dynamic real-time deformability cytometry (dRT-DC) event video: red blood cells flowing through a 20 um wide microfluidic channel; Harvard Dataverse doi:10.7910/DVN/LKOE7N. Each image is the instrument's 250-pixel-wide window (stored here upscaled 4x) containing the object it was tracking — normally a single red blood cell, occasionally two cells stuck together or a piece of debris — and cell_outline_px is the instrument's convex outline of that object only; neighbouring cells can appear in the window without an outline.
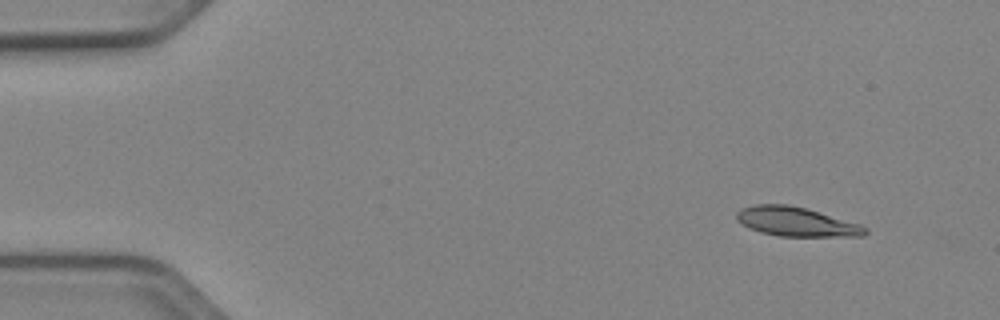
{"species": "Egyptian fruit bat (a non-hibernating species)", "species_latin": "Rousettus aegyptiacus", "temperature_condition": "cold", "stored_images_in_passage": 49, "camera_frame_rate_fps": 3000, "um_per_image_px": 0.085, "animal": {"sex": "female"}, "frame": {"image": 1, "passage_image": 2, "time_ms": 0.333, "image_size_px": [1000, 320], "cell_outline_px": [[868, 232], [864, 236], [780, 236], [760, 232], [748, 228], [736, 220], [736, 212], [740, 208], [756, 204], [788, 204], [804, 208], [860, 224], [868, 228]], "centroid_in_image_um": [67.65, 18.85], "position_along_channel_um": 17.4, "area_um2": 21.85}}
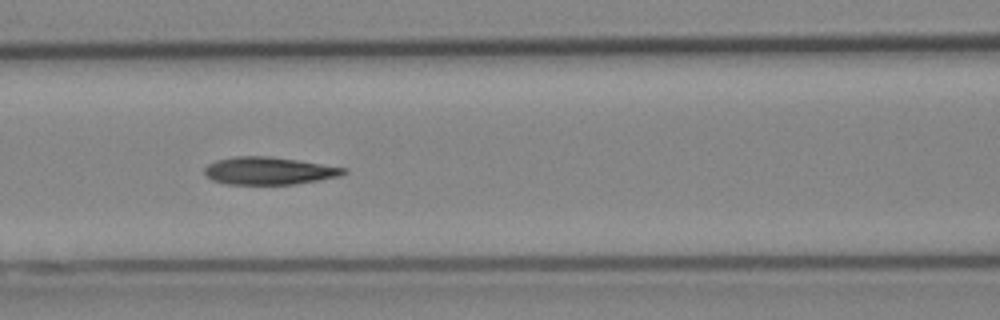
{"frame": {"image": 2, "passage_image": 20, "time_ms": 6.333, "image_size_px": [1000, 320], "cell_outline_px": [[348, 172], [340, 176], [296, 184], [228, 184], [212, 180], [204, 172], [204, 168], [208, 164], [216, 160], [236, 156], [268, 156], [296, 160], [348, 168]], "centroid_in_image_um": [22.87, 14.52], "position_along_channel_um": 143.7, "area_um2": 22.25}}
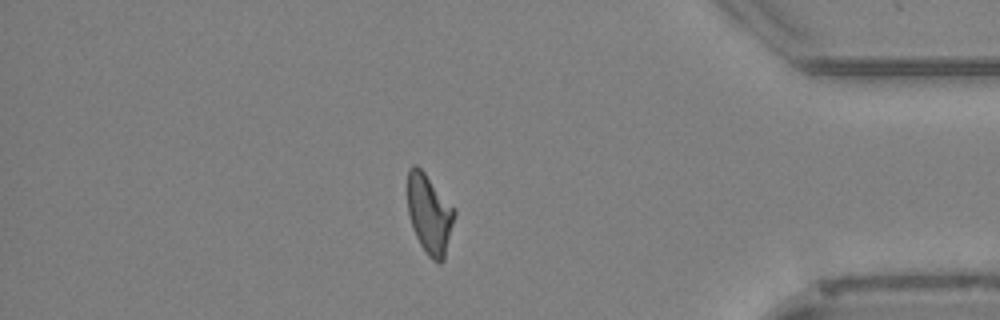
{"frame": {"image": 3, "passage_image": 42, "time_ms": 13.667, "image_size_px": [1000, 320], "cell_outline_px": [[456, 212], [444, 260], [440, 264], [432, 260], [428, 256], [420, 244], [416, 236], [408, 212], [408, 168], [412, 164], [416, 164], [424, 172], [456, 208]], "centroid_in_image_um": [36.52, 18.19], "position_along_channel_um": 398.7, "area_um2": 21.79}, "authors_computed_cell_mechanics": {"area_um2": 22.1374, "velocity_mm_per_s": 3.9085, "shape_relaxation_time_tau1_ms": null, "shape_relaxation_time_tau2_ms": 4.9141, "deformation_change_tau1": null, "deformation_change_tau2": 0.1248}}